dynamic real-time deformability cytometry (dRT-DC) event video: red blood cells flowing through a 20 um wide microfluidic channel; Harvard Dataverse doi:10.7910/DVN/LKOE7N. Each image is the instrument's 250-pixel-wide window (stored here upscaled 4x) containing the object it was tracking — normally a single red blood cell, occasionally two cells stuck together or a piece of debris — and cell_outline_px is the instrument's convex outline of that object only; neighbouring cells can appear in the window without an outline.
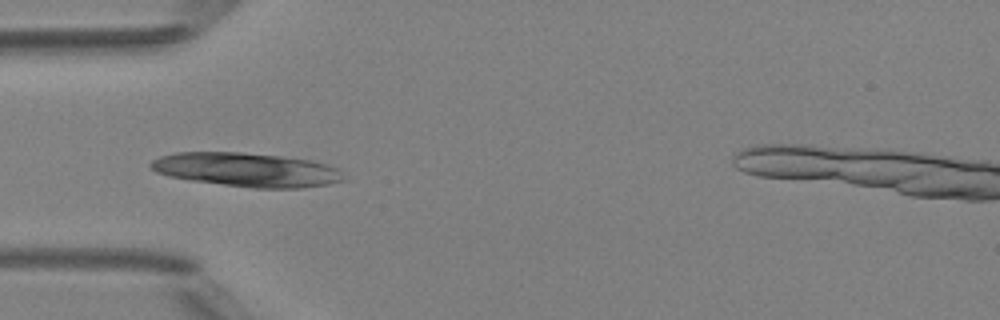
{"species": "Egyptian fruit bat (a non-hibernating species)", "species_latin": "Rousettus aegyptiacus", "temperature_condition": "room temperature", "stored_images_in_passage": 6, "camera_frame_rate_fps": 3000, "um_per_image_px": 0.085, "animal": {"sex": "female"}, "frame": {"image": 1, "passage_image": 6, "time_ms": 5.667, "image_size_px": [1000, 320], "cell_outline_px": [[344, 180], [328, 184], [300, 188], [252, 188], [192, 180], [168, 176], [156, 172], [148, 164], [152, 160], [160, 156], [176, 152], [240, 152], [280, 156], [312, 160], [328, 164], [336, 168], [340, 172]], "centroid_in_image_um": [20.95, 14.42], "position_along_channel_um": 64.1, "area_um2": 38.03}}